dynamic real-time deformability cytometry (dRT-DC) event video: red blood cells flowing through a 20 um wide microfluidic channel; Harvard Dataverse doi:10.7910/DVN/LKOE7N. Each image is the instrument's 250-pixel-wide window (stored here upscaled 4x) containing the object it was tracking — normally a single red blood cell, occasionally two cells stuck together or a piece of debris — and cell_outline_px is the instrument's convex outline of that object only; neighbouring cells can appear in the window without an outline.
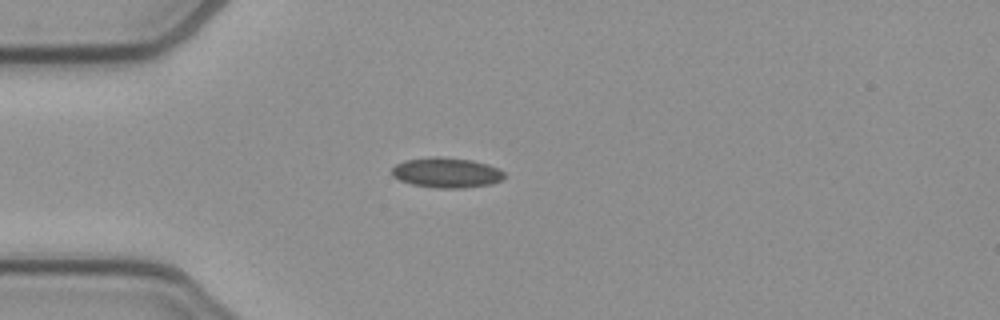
{"species": "common noctule bat (a hibernating species)", "species_latin": "Nyctalus noctula", "temperature_condition": "cold", "stored_images_in_passage": 39, "camera_frame_rate_fps": 3000, "um_per_image_px": 0.085, "animal": {"sex": "female", "body_mass_g": 21.9}, "frame": {"image": 1, "passage_image": 1, "time_ms": 0.0, "image_size_px": [1000, 320], "cell_outline_px": [[504, 176], [500, 180], [492, 184], [464, 188], [436, 188], [412, 184], [400, 180], [392, 176], [392, 168], [396, 164], [404, 160], [432, 156], [440, 156], [472, 160], [488, 164], [504, 172]], "centroid_in_image_um": [37.93, 14.67], "position_along_channel_um": 47.1, "area_um2": 19.83}}
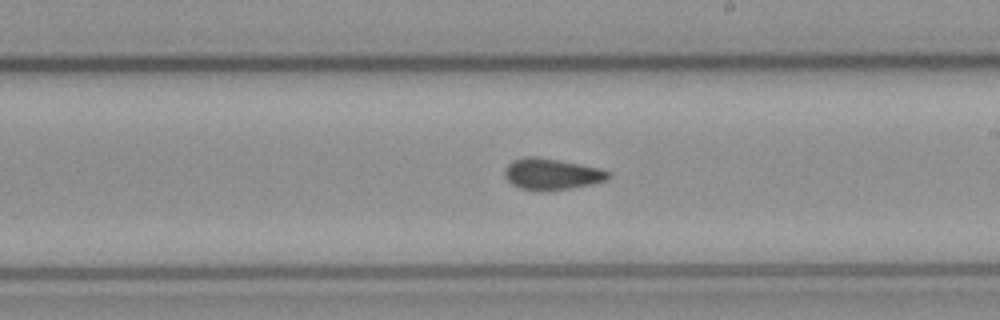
{"frame": {"image": 2, "passage_image": 17, "time_ms": 5.333, "image_size_px": [1000, 320], "cell_outline_px": [[612, 176], [608, 180], [592, 184], [572, 188], [544, 192], [540, 192], [520, 188], [512, 184], [504, 176], [504, 172], [508, 164], [512, 160], [528, 156], [536, 156], [580, 164], [600, 168], [612, 172]], "centroid_in_image_um": [46.92, 14.81], "position_along_channel_um": 242.1, "area_um2": 19.25}}
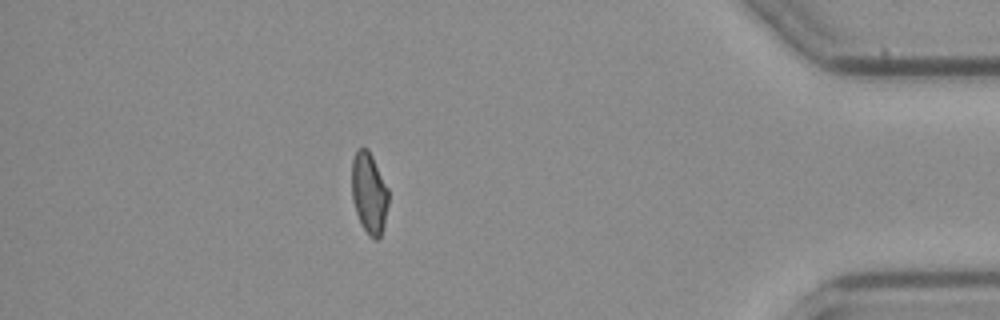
{"frame": {"image": 3, "passage_image": 33, "time_ms": 10.667, "image_size_px": [1000, 320], "cell_outline_px": [[388, 204], [384, 224], [380, 236], [376, 240], [368, 236], [356, 212], [352, 200], [352, 160], [356, 148], [368, 148], [388, 188]], "centroid_in_image_um": [31.37, 16.39], "position_along_channel_um": 403.8, "area_um2": 17.28}, "authors_computed_cell_mechanics": {"area_um2": 18.5538, "velocity_mm_per_s": 3.923, "shape_relaxation_time_tau1_ms": null, "shape_relaxation_time_tau2_ms": 2.6133, "deformation_change_tau1": null, "deformation_change_tau2": 0.0618}}